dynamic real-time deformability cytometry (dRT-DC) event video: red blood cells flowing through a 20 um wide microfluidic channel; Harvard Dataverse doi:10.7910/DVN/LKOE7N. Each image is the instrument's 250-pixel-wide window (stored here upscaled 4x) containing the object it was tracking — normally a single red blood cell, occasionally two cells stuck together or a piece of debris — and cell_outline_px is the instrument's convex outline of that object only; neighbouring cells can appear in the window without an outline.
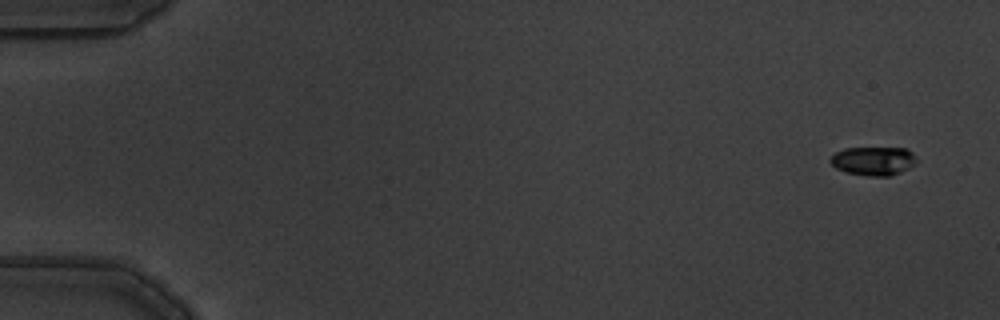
{"species": "common noctule bat (a hibernating species)", "species_latin": "Nyctalus noctula", "temperature_condition": "warm", "stored_images_in_passage": 5, "camera_frame_rate_fps": 3000, "um_per_image_px": 0.085, "animal": {"sex": "male", "body_mass_g": 19.5, "forearm_length_mm": 54.6}, "frame": {"image": 1, "passage_image": 1, "time_ms": 0.0, "image_size_px": [1000, 320], "cell_outline_px": [[916, 160], [908, 168], [892, 176], [868, 176], [844, 172], [836, 168], [828, 160], [836, 152], [844, 148], [908, 148], [916, 156]], "centroid_in_image_um": [74.22, 13.68], "position_along_channel_um": 10.8, "area_um2": 14.45}}
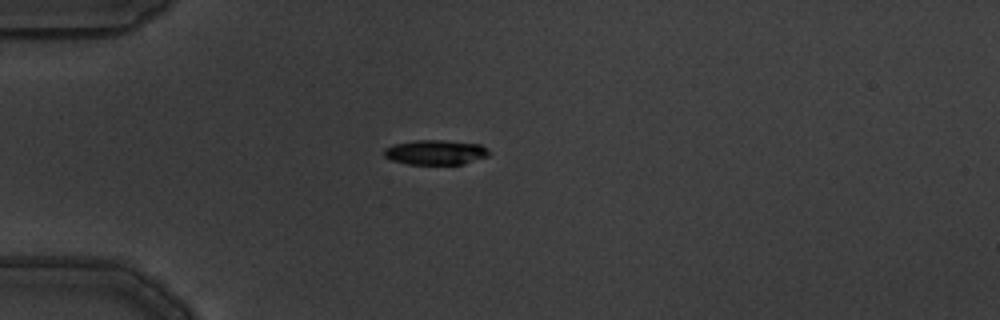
{"frame": {"image": 2, "passage_image": 5, "time_ms": 1.333, "image_size_px": [1000, 320], "cell_outline_px": [[488, 156], [464, 164], [408, 164], [392, 160], [384, 156], [384, 148], [392, 144], [416, 140], [444, 140], [480, 144], [488, 148]], "centroid_in_image_um": [37.01, 12.94], "position_along_channel_um": 48.0, "area_um2": 15.2}}